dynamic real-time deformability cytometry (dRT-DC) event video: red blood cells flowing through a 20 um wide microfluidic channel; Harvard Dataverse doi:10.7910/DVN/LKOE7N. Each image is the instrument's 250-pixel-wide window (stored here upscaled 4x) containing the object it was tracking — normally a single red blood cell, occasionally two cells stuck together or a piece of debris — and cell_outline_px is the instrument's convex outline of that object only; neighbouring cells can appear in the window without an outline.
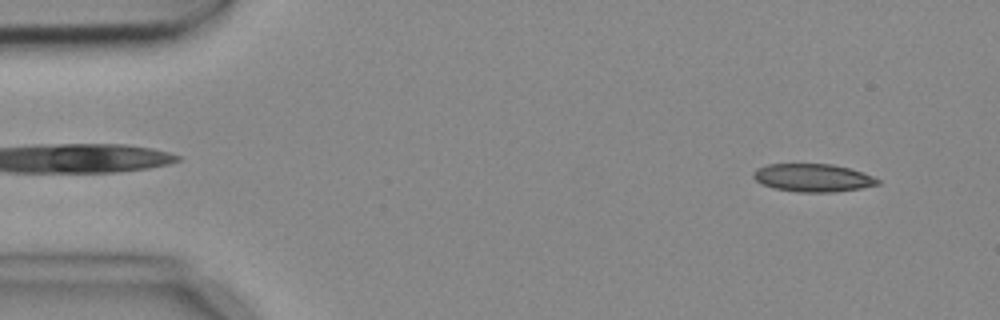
{"species": "common noctule bat (a hibernating species)", "species_latin": "Nyctalus noctula", "temperature_condition": "cold", "stored_images_in_passage": 5, "camera_frame_rate_fps": 3000, "um_per_image_px": 0.085, "animal": {"sex": "female", "body_mass_g": 18.4}, "frame": {"image": 1, "passage_image": 2, "time_ms": 0.333, "image_size_px": [1000, 320], "cell_outline_px": [[880, 184], [860, 188], [832, 192], [796, 192], [776, 188], [764, 184], [756, 180], [752, 176], [752, 172], [756, 168], [768, 164], [832, 164], [848, 168], [872, 176], [880, 180]], "centroid_in_image_um": [69.07, 15.11], "position_along_channel_um": 15.9, "area_um2": 20.06}}
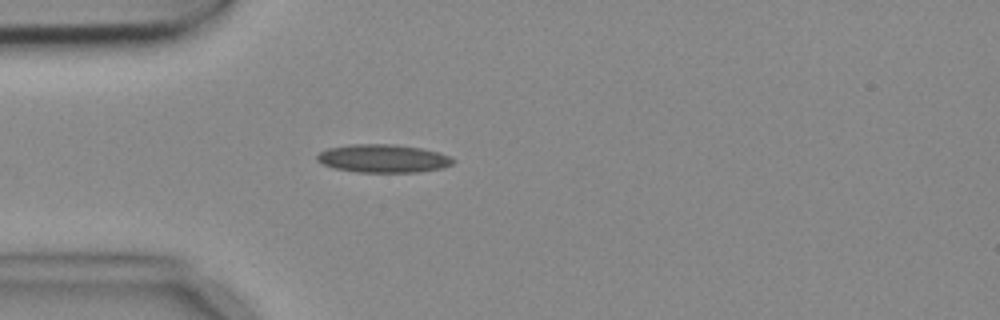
{"frame": {"image": 2, "passage_image": 5, "time_ms": 1.333, "image_size_px": [1000, 320], "cell_outline_px": [[456, 160], [452, 164], [444, 168], [420, 172], [356, 172], [336, 168], [324, 164], [316, 160], [316, 156], [320, 152], [328, 148], [348, 144], [396, 144], [420, 148], [440, 152]], "centroid_in_image_um": [32.59, 13.47], "position_along_channel_um": 52.4, "area_um2": 22.43}}